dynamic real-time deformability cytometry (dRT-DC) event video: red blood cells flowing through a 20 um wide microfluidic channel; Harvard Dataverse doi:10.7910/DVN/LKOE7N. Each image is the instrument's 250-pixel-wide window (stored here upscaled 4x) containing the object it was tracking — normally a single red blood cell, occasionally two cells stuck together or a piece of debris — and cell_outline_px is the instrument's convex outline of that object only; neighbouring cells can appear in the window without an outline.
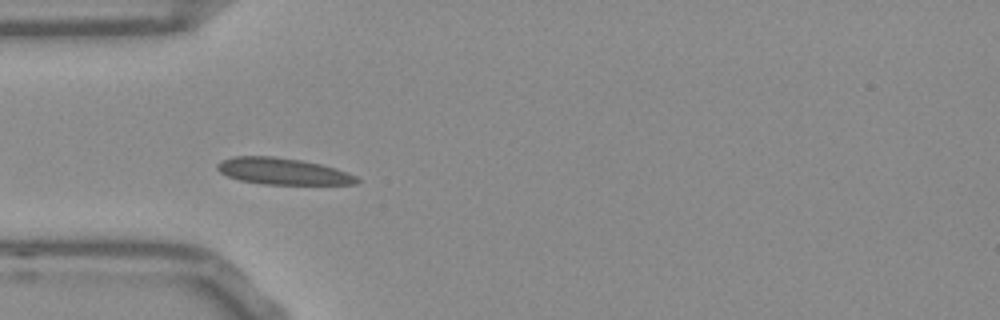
{"species": "Egyptian fruit bat (a non-hibernating species)", "species_latin": "Rousettus aegyptiacus", "temperature_condition": "room temperature", "stored_images_in_passage": 39, "camera_frame_rate_fps": 3000, "um_per_image_px": 0.085, "frame": {"image": 1, "passage_image": 1, "time_ms": 0.0, "image_size_px": [1000, 320], "cell_outline_px": [[360, 180], [356, 184], [264, 184], [240, 180], [228, 176], [220, 172], [216, 168], [216, 164], [224, 160], [236, 156], [272, 156], [300, 160], [320, 164], [356, 176]], "centroid_in_image_um": [24.0, 14.56], "position_along_channel_um": 61.0, "area_um2": 21.15}}
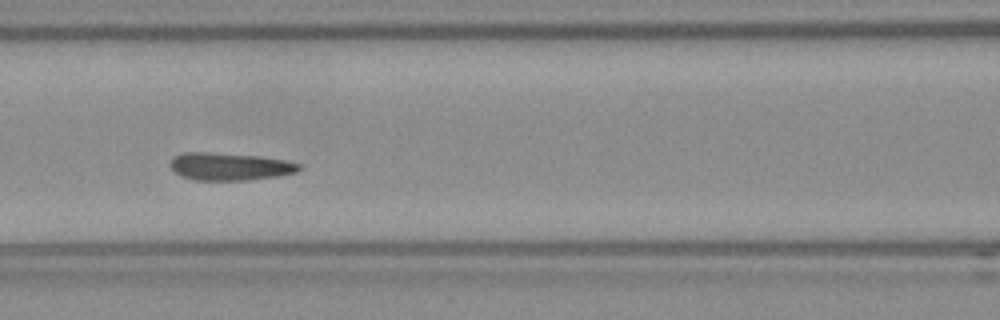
{"frame": {"image": 2, "passage_image": 8, "time_ms": 2.333, "image_size_px": [1000, 320], "cell_outline_px": [[300, 168], [296, 172], [280, 176], [248, 180], [196, 180], [180, 176], [172, 168], [172, 160], [176, 156], [184, 152], [208, 152], [256, 156], [284, 160], [300, 164]], "centroid_in_image_um": [19.54, 14.16], "position_along_channel_um": 147.1, "area_um2": 20.4}}
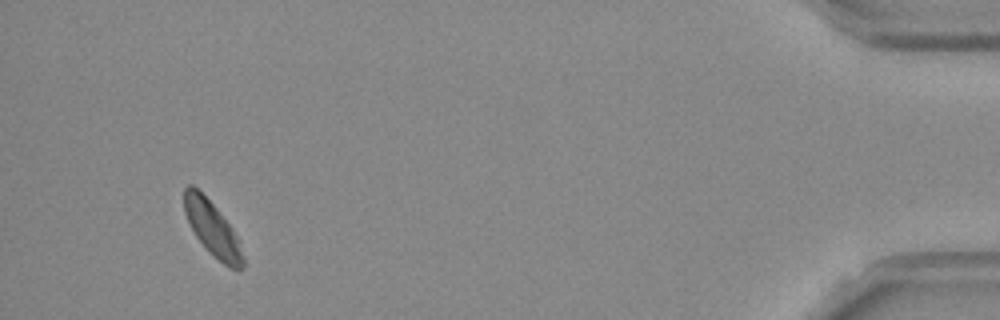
{"frame": {"image": 3, "passage_image": 36, "time_ms": 11.667, "image_size_px": [1000, 320], "cell_outline_px": [[244, 268], [228, 268], [196, 236], [184, 212], [184, 188], [188, 184], [192, 184], [216, 208], [232, 228], [240, 240], [244, 256]], "centroid_in_image_um": [18.08, 19.43], "position_along_channel_um": 417.1, "area_um2": 18.09}, "authors_computed_cell_mechanics": {"area_um2": 19.9988, "velocity_mm_per_s": 3.7174, "shape_relaxation_time_tau1_ms": 2.4533, "shape_relaxation_time_tau2_ms": null, "deformation_change_tau1": 0.0877, "deformation_change_tau2": null}}